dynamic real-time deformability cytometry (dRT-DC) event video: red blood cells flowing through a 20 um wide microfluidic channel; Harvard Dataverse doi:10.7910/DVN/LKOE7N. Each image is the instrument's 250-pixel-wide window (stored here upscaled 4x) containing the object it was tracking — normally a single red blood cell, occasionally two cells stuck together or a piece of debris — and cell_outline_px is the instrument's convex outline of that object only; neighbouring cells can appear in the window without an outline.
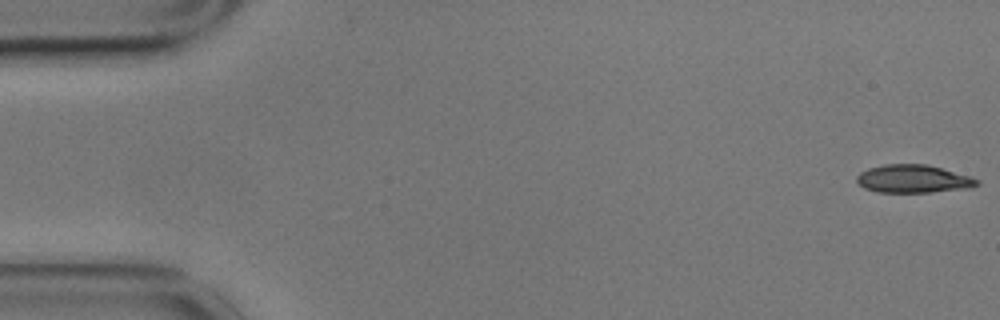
{"species": "common noctule bat (a hibernating species)", "species_latin": "Nyctalus noctula", "temperature_condition": "cold", "stored_images_in_passage": 49, "camera_frame_rate_fps": 3000, "um_per_image_px": 0.085, "animal": {"sex": "male", "body_mass_g": 17.9}, "frame": {"image": 1, "passage_image": 1, "time_ms": 0.0, "image_size_px": [1000, 320], "cell_outline_px": [[980, 184], [972, 188], [932, 192], [876, 192], [864, 188], [856, 180], [856, 176], [860, 172], [868, 168], [884, 164], [928, 164], [968, 176], [980, 180]], "centroid_in_image_um": [77.63, 15.2], "position_along_channel_um": 7.4, "area_um2": 19.71}}
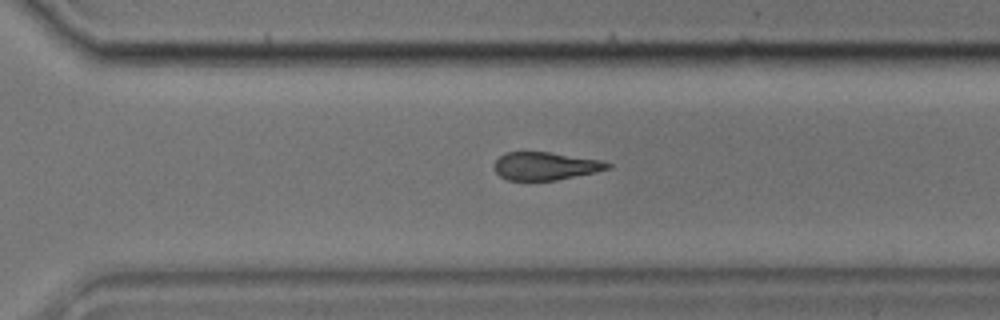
{"frame": {"image": 2, "passage_image": 39, "time_ms": 12.667, "image_size_px": [1000, 320], "cell_outline_px": [[612, 168], [596, 172], [556, 180], [508, 180], [500, 176], [496, 172], [496, 160], [500, 156], [508, 152], [548, 152], [604, 160], [612, 164]], "centroid_in_image_um": [46.43, 14.11], "position_along_channel_um": 324.2, "area_um2": 18.38}}
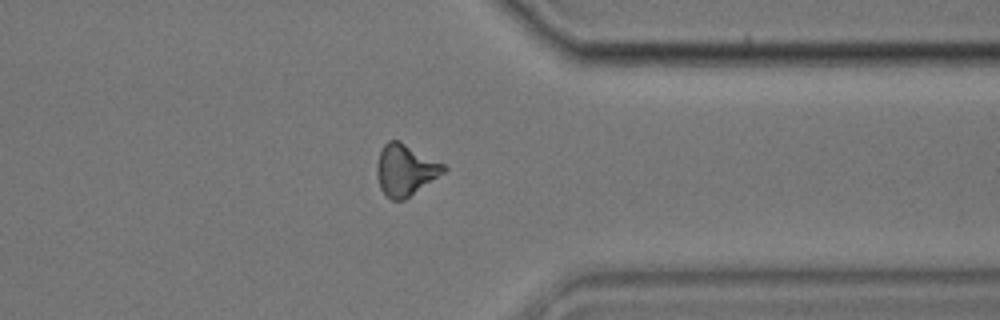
{"frame": {"image": 3, "passage_image": 44, "time_ms": 14.333, "image_size_px": [1000, 320], "cell_outline_px": [[448, 168], [444, 172], [404, 200], [392, 200], [380, 188], [376, 172], [376, 164], [380, 152], [384, 144], [388, 140], [400, 140], [444, 164]], "centroid_in_image_um": [34.44, 14.42], "position_along_channel_um": 377.0, "area_um2": 19.83}, "authors_computed_cell_mechanics": {"area_um2": 20.1722, "velocity_mm_per_s": 3.522, "shape_relaxation_time_tau1_ms": 4.6661, "shape_relaxation_time_tau2_ms": 5.6277, "deformation_change_tau1": 0.1245, "deformation_change_tau2": 0.1463}}